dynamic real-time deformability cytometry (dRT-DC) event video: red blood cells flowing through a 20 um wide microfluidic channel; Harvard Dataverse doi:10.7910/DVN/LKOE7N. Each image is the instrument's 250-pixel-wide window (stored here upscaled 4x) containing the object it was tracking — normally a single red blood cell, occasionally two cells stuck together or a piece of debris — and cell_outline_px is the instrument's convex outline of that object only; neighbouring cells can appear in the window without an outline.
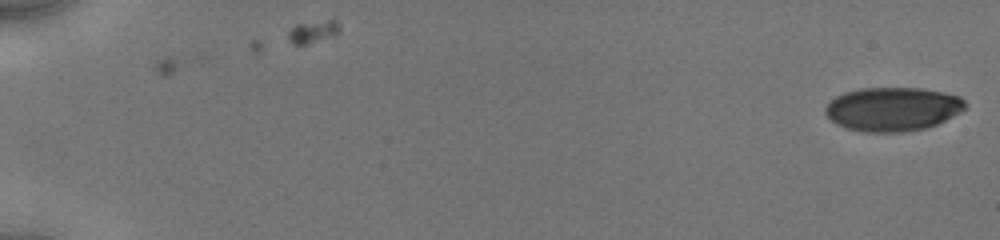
{"species": "human", "species_latin": "Homo sapiens", "temperature_condition": "cold", "stored_images_in_passage": 12, "camera_frame_rate_fps": 3000, "um_per_image_px": 0.085, "donor": {"sex": "male"}, "frame": {"image": 1, "passage_image": 1, "time_ms": 0.0, "image_size_px": [1000, 240], "cell_outline_px": [[964, 108], [960, 112], [936, 124], [924, 128], [904, 132], [864, 132], [848, 128], [836, 124], [824, 112], [824, 108], [836, 96], [844, 92], [860, 88], [920, 88], [944, 92], [960, 96], [964, 100]], "centroid_in_image_um": [75.86, 9.26], "position_along_channel_um": 9.1, "area_um2": 35.55}}
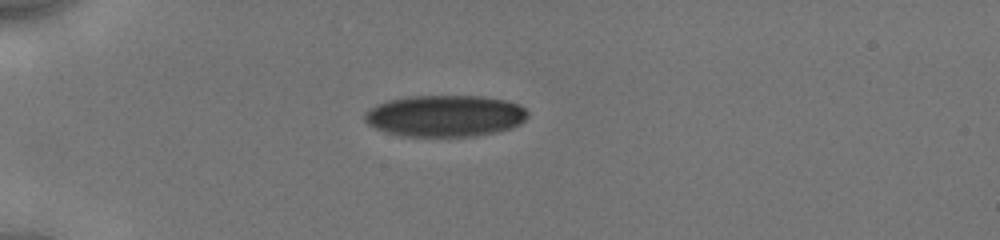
{"frame": {"image": 2, "passage_image": 9, "time_ms": 5.0, "image_size_px": [1000, 240], "cell_outline_px": [[528, 116], [520, 124], [512, 128], [496, 132], [476, 136], [400, 136], [376, 128], [368, 124], [364, 120], [364, 112], [376, 104], [388, 100], [408, 96], [484, 96], [504, 100], [520, 104], [528, 112]], "centroid_in_image_um": [37.83, 9.84], "position_along_channel_um": 47.2, "area_um2": 39.71}}
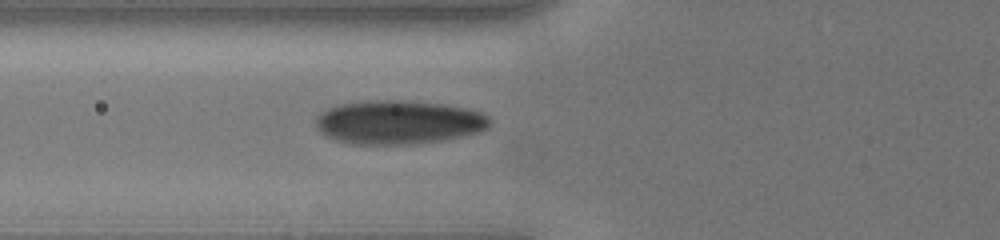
{"frame": {"image": 3, "passage_image": 12, "time_ms": 7.0, "image_size_px": [1000, 240], "cell_outline_px": [[492, 124], [488, 128], [480, 132], [440, 140], [404, 144], [348, 144], [336, 140], [320, 132], [316, 128], [316, 116], [320, 112], [328, 108], [340, 104], [368, 100], [400, 100], [444, 104], [464, 108], [480, 112], [488, 116], [492, 120]], "centroid_in_image_um": [33.86, 10.38], "position_along_channel_um": 91.9, "area_um2": 44.39}}